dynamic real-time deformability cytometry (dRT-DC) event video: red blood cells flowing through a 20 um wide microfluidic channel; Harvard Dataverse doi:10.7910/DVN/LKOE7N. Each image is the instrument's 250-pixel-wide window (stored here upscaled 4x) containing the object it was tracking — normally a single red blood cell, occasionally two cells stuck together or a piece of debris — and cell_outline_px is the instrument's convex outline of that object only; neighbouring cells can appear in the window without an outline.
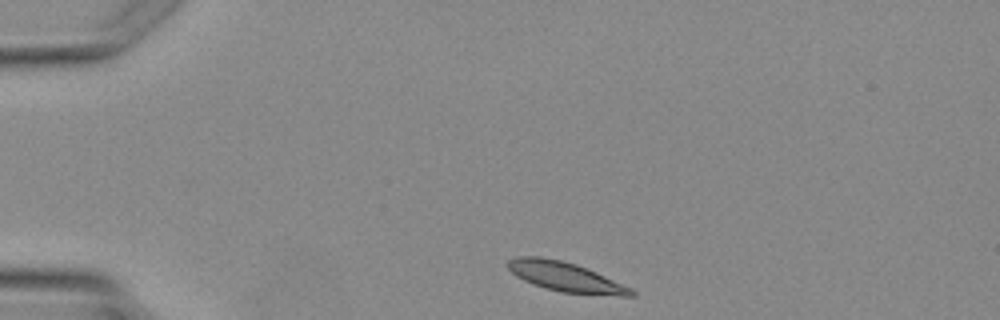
{"species": "Egyptian fruit bat (a non-hibernating species)", "species_latin": "Rousettus aegyptiacus", "temperature_condition": "warm", "stored_images_in_passage": 3, "camera_frame_rate_fps": 3000, "um_per_image_px": 0.085, "animal": {"sex": "female"}, "frame": {"image": 1, "passage_image": 1, "time_ms": 0.0, "image_size_px": [1000, 320], "cell_outline_px": [[636, 296], [620, 296], [560, 292], [544, 288], [532, 284], [516, 276], [504, 264], [508, 260], [520, 256], [540, 256], [560, 260], [576, 264], [596, 272], [632, 288], [636, 292]], "centroid_in_image_um": [48.06, 23.54], "position_along_channel_um": 36.9, "area_um2": 21.33}}
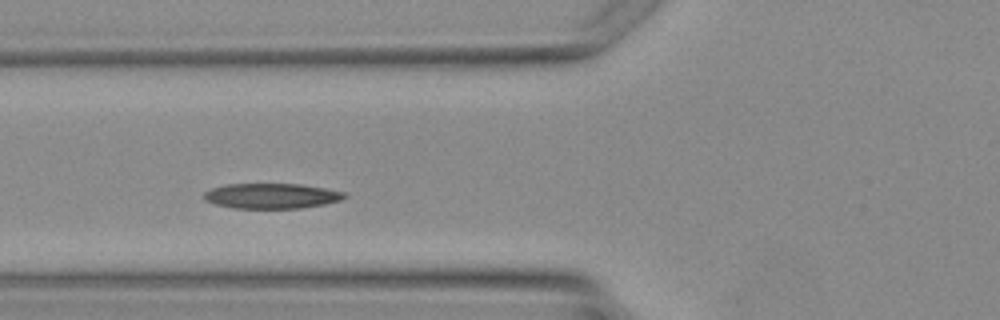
{"frame": {"image": 2, "passage_image": 3, "time_ms": 2.333, "image_size_px": [1000, 320], "cell_outline_px": [[348, 196], [340, 200], [324, 204], [300, 208], [232, 208], [216, 204], [204, 200], [204, 192], [212, 188], [228, 184], [300, 184], [348, 192]], "centroid_in_image_um": [23.11, 16.65], "position_along_channel_um": 102.7, "area_um2": 20.63}}